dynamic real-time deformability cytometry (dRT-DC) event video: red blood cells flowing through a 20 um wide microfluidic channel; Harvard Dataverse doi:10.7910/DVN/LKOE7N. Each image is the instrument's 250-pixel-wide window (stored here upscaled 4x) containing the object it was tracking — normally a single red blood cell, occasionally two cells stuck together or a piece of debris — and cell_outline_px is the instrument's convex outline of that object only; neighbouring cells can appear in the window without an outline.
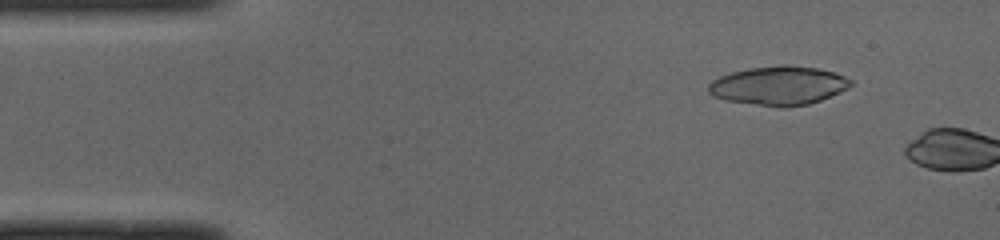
{"species": "common noctule bat (a hibernating species)", "species_latin": "Nyctalus noctula", "temperature_condition": "cold", "stored_images_in_passage": 7, "camera_frame_rate_fps": 3000, "um_per_image_px": 0.085, "animal": {"sex": "male", "body_mass_g": 19.0, "forearm_length_mm": 50.8}, "frame": {"image": 1, "passage_image": 5, "time_ms": 1.333, "image_size_px": [1000, 240], "cell_outline_px": [[852, 84], [848, 88], [840, 92], [820, 100], [808, 104], [780, 108], [724, 100], [712, 96], [708, 92], [708, 84], [712, 80], [720, 76], [732, 72], [748, 68], [784, 64], [788, 64], [816, 68], [832, 72], [844, 76], [852, 80]], "centroid_in_image_um": [66.15, 7.28], "position_along_channel_um": 18.8, "area_um2": 32.37}}